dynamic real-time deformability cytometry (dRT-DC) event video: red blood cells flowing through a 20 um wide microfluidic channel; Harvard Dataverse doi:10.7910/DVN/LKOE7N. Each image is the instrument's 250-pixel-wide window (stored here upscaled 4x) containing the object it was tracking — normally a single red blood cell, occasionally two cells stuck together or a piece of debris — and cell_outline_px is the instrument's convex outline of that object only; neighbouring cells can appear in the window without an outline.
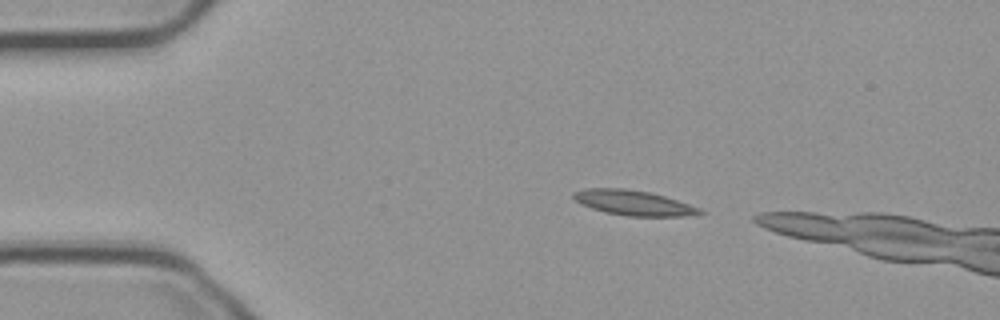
{"species": "common noctule bat (a hibernating species)", "species_latin": "Nyctalus noctula", "temperature_condition": "cold", "stored_images_in_passage": 5, "camera_frame_rate_fps": 3000, "um_per_image_px": 0.085, "animal": {"sex": "male", "body_mass_g": 23.1, "forearm_length_mm": 52.7}, "frame": {"image": 1, "passage_image": 1, "time_ms": 0.0, "image_size_px": [1000, 320], "cell_outline_px": [[704, 212], [684, 216], [628, 216], [604, 212], [580, 204], [572, 196], [572, 192], [584, 188], [624, 188], [648, 192], [664, 196], [700, 208]], "centroid_in_image_um": [53.78, 17.23], "position_along_channel_um": 31.2, "area_um2": 18.26}}